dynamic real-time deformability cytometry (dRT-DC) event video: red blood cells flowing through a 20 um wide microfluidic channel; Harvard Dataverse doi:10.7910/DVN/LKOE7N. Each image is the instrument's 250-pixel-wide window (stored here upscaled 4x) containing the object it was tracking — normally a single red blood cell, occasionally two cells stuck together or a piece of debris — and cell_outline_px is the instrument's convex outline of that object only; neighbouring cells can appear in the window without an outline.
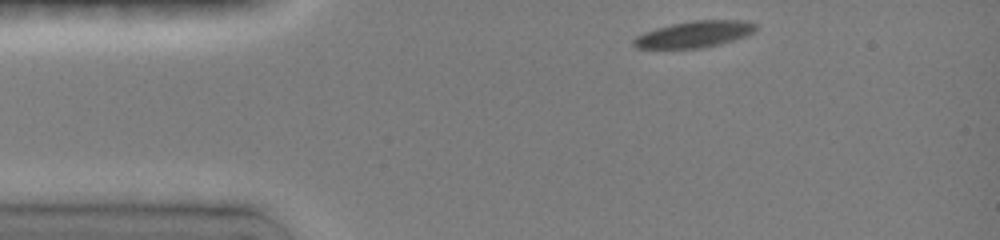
{"species": "common noctule bat (a hibernating species)", "species_latin": "Nyctalus noctula", "temperature_condition": "room temperature", "stored_images_in_passage": 34, "camera_frame_rate_fps": 3000, "um_per_image_px": 0.085, "animal": {"sex": "female", "body_mass_g": 19.0, "forearm_length_mm": 51.5}, "frame": {"image": 1, "passage_image": 1, "time_ms": 0.0, "image_size_px": [1000, 240], "cell_outline_px": [[756, 28], [752, 32], [744, 36], [732, 40], [716, 44], [696, 48], [636, 48], [632, 44], [632, 40], [636, 36], [644, 32], [656, 28], [672, 24], [692, 20], [744, 20], [756, 24]], "centroid_in_image_um": [58.96, 2.9], "position_along_channel_um": 26.0, "area_um2": 18.5}}
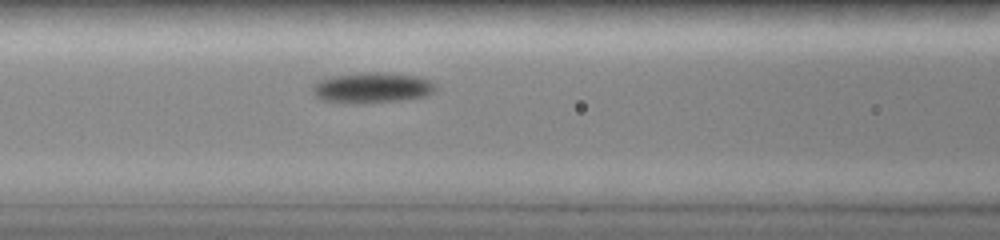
{"frame": {"image": 2, "passage_image": 13, "time_ms": 4.0, "image_size_px": [1000, 240], "cell_outline_px": [[436, 88], [432, 92], [424, 96], [400, 100], [356, 104], [320, 100], [316, 96], [316, 84], [320, 80], [332, 76], [376, 72], [380, 72], [420, 76], [428, 80]], "centroid_in_image_um": [31.65, 7.47], "position_along_channel_um": 134.9, "area_um2": 21.33}}
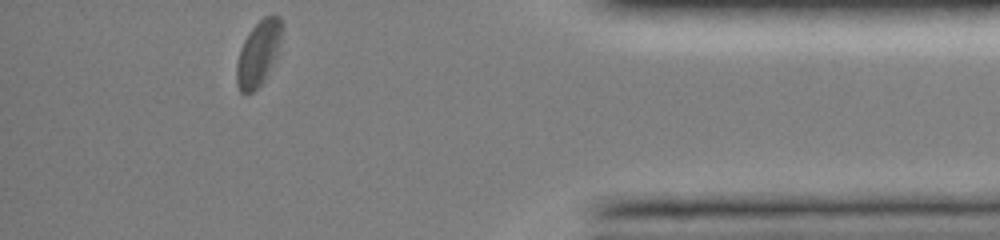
{"frame": {"image": 3, "passage_image": 34, "time_ms": 11.667, "image_size_px": [1000, 240], "cell_outline_px": [[284, 32], [276, 52], [260, 84], [252, 92], [240, 92], [236, 84], [236, 64], [240, 48], [248, 32], [264, 16], [280, 16], [284, 28]], "centroid_in_image_um": [21.94, 4.47], "position_along_channel_um": 413.3, "area_um2": 16.7}, "authors_computed_cell_mechanics": {"area_um2": 18.7272, "velocity_mm_per_s": 3.9798, "shape_relaxation_time_tau1_ms": 2.1764, "shape_relaxation_time_tau2_ms": 1.5702, "deformation_change_tau1": 0.0989, "deformation_change_tau2": 0.0335}}